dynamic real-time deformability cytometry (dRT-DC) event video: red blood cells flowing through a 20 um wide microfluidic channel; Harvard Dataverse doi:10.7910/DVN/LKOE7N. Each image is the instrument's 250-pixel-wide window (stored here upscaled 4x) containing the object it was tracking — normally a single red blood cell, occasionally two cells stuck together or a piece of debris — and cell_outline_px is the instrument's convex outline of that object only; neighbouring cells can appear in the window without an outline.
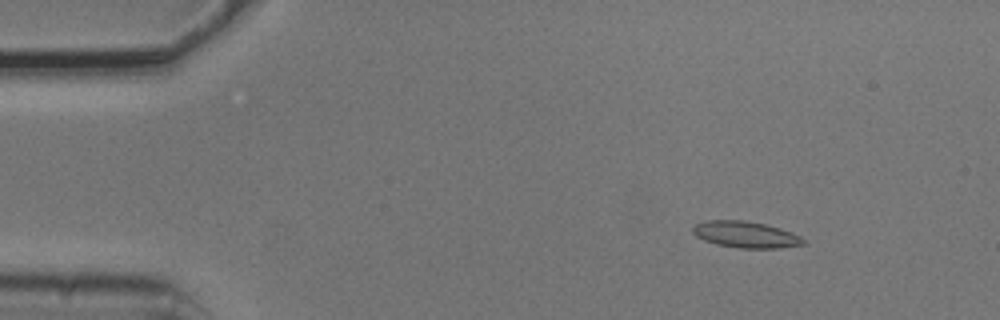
{"species": "common noctule bat (a hibernating species)", "species_latin": "Nyctalus noctula", "temperature_condition": "cold", "stored_images_in_passage": 7, "camera_frame_rate_fps": 3000, "um_per_image_px": 0.085, "animal": {"sex": "male", "body_mass_g": 20.5, "forearm_length_mm": 52.5}, "frame": {"image": 1, "passage_image": 2, "time_ms": 0.333, "image_size_px": [1000, 320], "cell_outline_px": [[808, 244], [780, 248], [740, 248], [716, 244], [704, 240], [696, 236], [692, 232], [692, 224], [708, 220], [744, 220], [764, 224], [780, 228], [792, 232], [800, 236]], "centroid_in_image_um": [63.38, 19.93], "position_along_channel_um": 21.6, "area_um2": 17.17}}
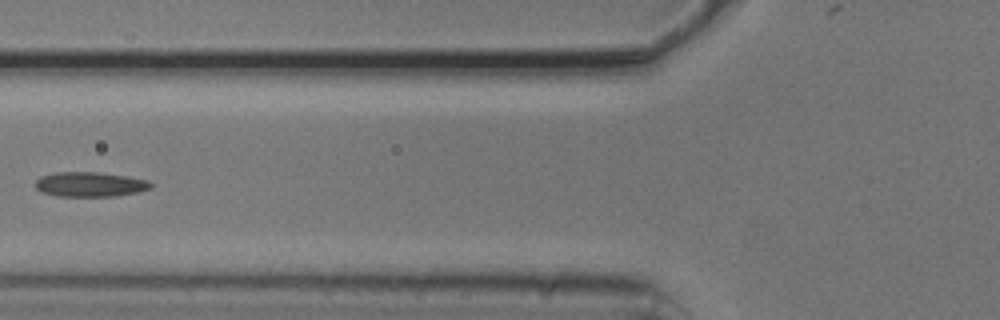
{"frame": {"image": 2, "passage_image": 6, "time_ms": 1.667, "image_size_px": [1000, 320], "cell_outline_px": [[152, 188], [136, 192], [116, 196], [60, 196], [40, 192], [36, 188], [36, 180], [40, 176], [56, 172], [96, 172], [128, 176], [148, 180], [152, 184]], "centroid_in_image_um": [7.65, 15.66], "position_along_channel_um": 118.2, "area_um2": 16.65}}
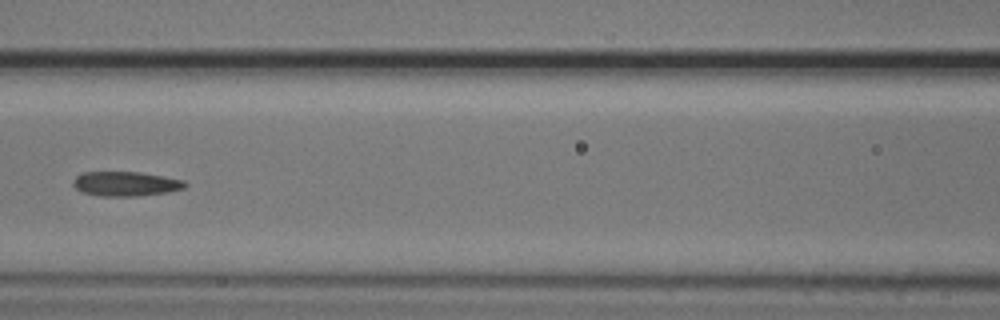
{"frame": {"image": 3, "passage_image": 7, "time_ms": 2.0, "image_size_px": [1000, 320], "cell_outline_px": [[188, 184], [184, 188], [168, 192], [136, 196], [100, 196], [80, 192], [72, 184], [72, 180], [76, 176], [84, 172], [140, 172], [164, 176], [184, 180]], "centroid_in_image_um": [10.67, 15.62], "position_along_channel_um": 155.9, "area_um2": 16.13}}